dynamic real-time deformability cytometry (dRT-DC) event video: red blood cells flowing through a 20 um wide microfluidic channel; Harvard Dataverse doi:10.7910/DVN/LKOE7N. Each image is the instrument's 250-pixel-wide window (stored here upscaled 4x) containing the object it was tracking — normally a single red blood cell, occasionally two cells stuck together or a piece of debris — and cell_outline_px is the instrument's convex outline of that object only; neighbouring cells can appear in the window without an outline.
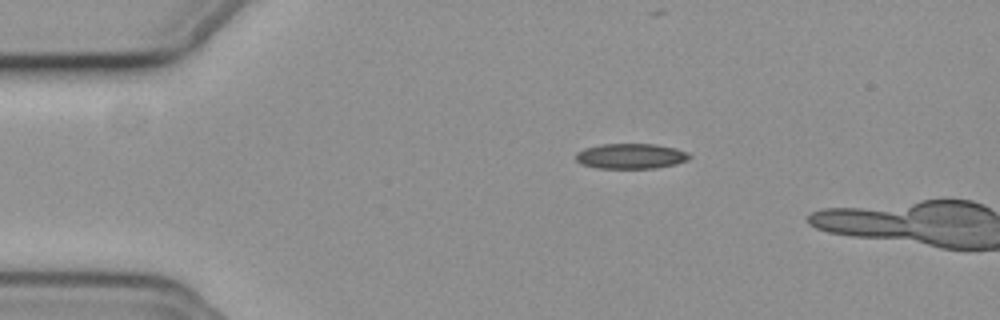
{"species": "common noctule bat (a hibernating species)", "species_latin": "Nyctalus noctula", "temperature_condition": "cold", "stored_images_in_passage": 34, "camera_frame_rate_fps": 3000, "um_per_image_px": 0.085, "animal": {"sex": "female", "body_mass_g": 19.3, "forearm_length_mm": 54.1}, "frame": {"image": 1, "passage_image": 1, "time_ms": 0.0, "image_size_px": [1000, 320], "cell_outline_px": [[692, 156], [688, 160], [676, 164], [656, 168], [596, 168], [580, 164], [576, 160], [576, 152], [584, 148], [600, 144], [656, 144], [676, 148], [688, 152]], "centroid_in_image_um": [53.62, 13.27], "position_along_channel_um": 31.4, "area_um2": 16.94}}
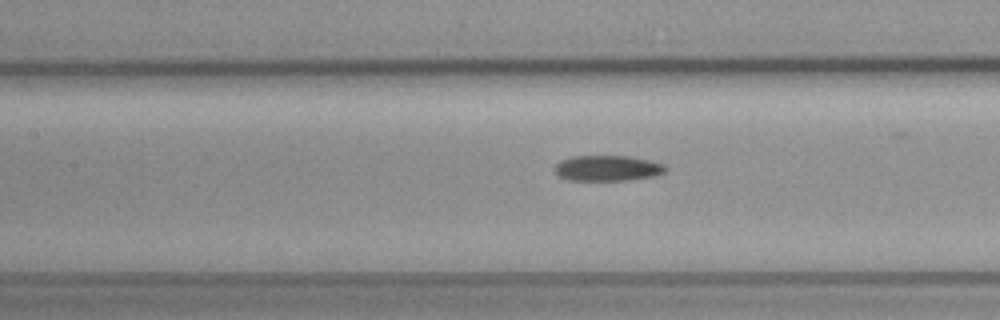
{"frame": {"image": 2, "passage_image": 15, "time_ms": 4.667, "image_size_px": [1000, 320], "cell_outline_px": [[664, 172], [652, 176], [628, 180], [568, 180], [560, 176], [556, 172], [556, 164], [560, 160], [572, 156], [628, 156], [648, 160], [664, 164]], "centroid_in_image_um": [51.6, 14.29], "position_along_channel_um": 155.8, "area_um2": 16.24}}
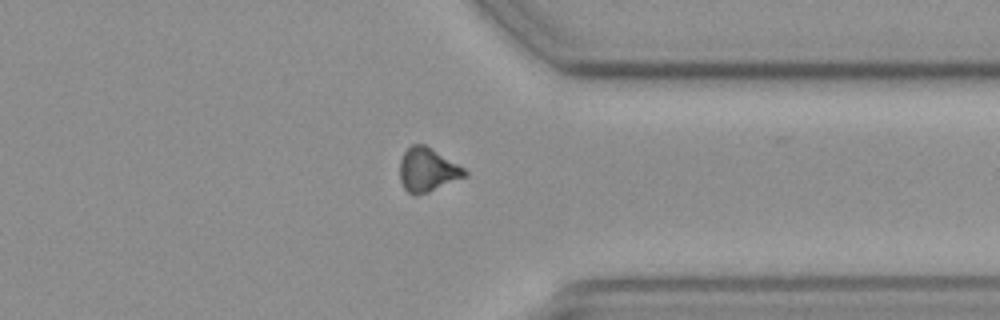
{"frame": {"image": 3, "passage_image": 33, "time_ms": 10.667, "image_size_px": [1000, 320], "cell_outline_px": [[468, 176], [428, 192], [416, 196], [412, 196], [404, 188], [400, 180], [400, 160], [404, 152], [412, 144], [424, 144], [464, 168], [468, 172]], "centroid_in_image_um": [36.33, 14.46], "position_along_channel_um": 375.1, "area_um2": 16.53}}